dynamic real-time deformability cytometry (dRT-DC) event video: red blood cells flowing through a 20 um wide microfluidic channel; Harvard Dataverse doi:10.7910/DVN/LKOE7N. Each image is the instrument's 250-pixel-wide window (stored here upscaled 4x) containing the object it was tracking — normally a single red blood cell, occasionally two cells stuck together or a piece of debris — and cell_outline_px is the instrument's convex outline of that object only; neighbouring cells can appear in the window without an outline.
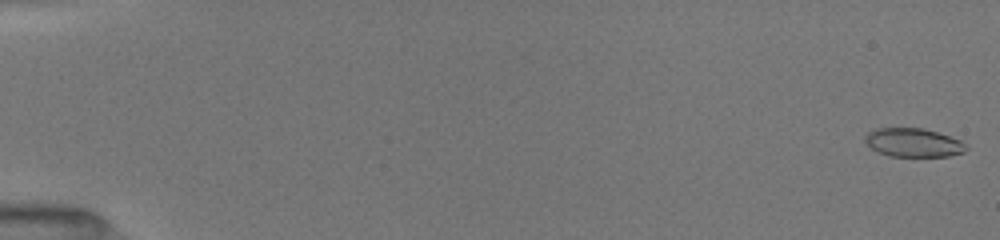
{"species": "common noctule bat (a hibernating species)", "species_latin": "Nyctalus noctula", "temperature_condition": "room temperature", "stored_images_in_passage": 41, "camera_frame_rate_fps": 3000, "um_per_image_px": 0.085, "animal": {"sex": "female", "body_mass_g": 19.5, "forearm_length_mm": 54.1}, "frame": {"image": 1, "passage_image": 1, "time_ms": 0.0, "image_size_px": [1000, 240], "cell_outline_px": [[968, 148], [964, 152], [948, 156], [892, 156], [880, 152], [872, 148], [868, 144], [864, 136], [868, 132], [876, 128], [924, 128], [960, 140]], "centroid_in_image_um": [77.64, 12.11], "position_along_channel_um": 7.4, "area_um2": 16.59}}
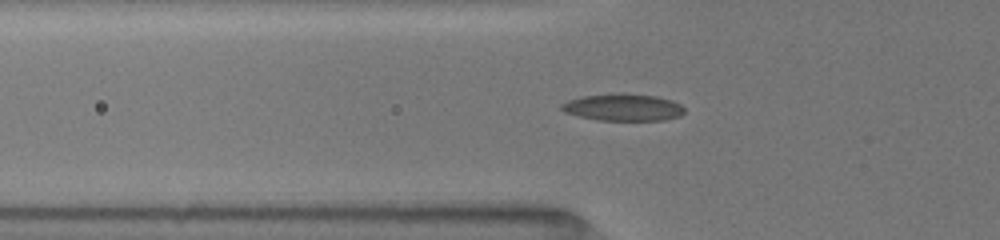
{"frame": {"image": 2, "passage_image": 29, "time_ms": 6.0, "image_size_px": [1000, 240], "cell_outline_px": [[684, 112], [680, 116], [664, 120], [600, 120], [580, 116], [564, 112], [560, 108], [560, 104], [568, 100], [584, 96], [616, 92], [620, 92], [656, 96], [672, 100], [680, 104], [684, 108]], "centroid_in_image_um": [52.97, 9.11], "position_along_channel_um": 72.8, "area_um2": 19.48}}
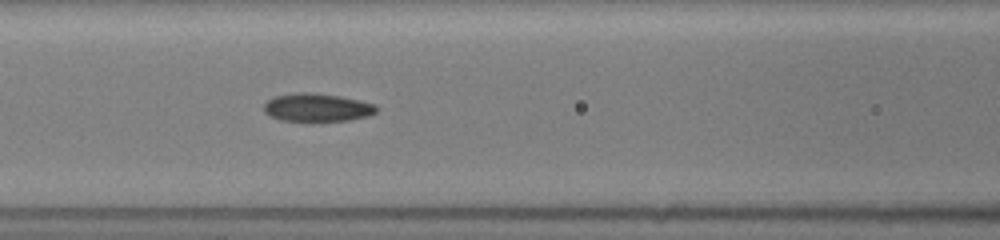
{"frame": {"image": 3, "passage_image": 40, "time_ms": 7.667, "image_size_px": [1000, 240], "cell_outline_px": [[376, 112], [368, 116], [348, 120], [280, 120], [264, 112], [264, 104], [268, 100], [276, 96], [300, 92], [312, 92], [340, 96], [376, 104]], "centroid_in_image_um": [26.96, 9.12], "position_along_channel_um": 139.6, "area_um2": 18.09}}